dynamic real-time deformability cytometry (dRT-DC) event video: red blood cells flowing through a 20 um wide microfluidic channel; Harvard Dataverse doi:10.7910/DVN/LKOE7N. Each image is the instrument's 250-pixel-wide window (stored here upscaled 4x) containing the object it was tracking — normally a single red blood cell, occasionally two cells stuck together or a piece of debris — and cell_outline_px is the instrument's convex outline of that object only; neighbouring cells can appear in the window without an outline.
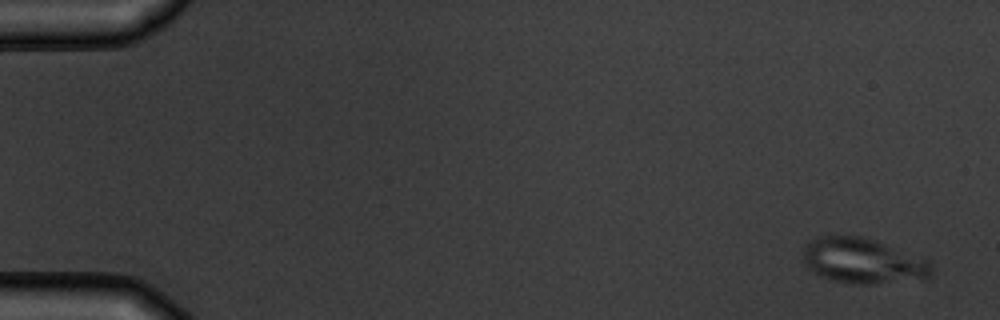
{"species": "common noctule bat (a hibernating species)", "species_latin": "Nyctalus noctula", "temperature_condition": "warm", "stored_images_in_passage": 5, "camera_frame_rate_fps": 3000, "um_per_image_px": 0.085, "animal": {"sex": "male", "body_mass_g": 19.5, "forearm_length_mm": 54.6}, "frame": {"image": 1, "passage_image": 1, "time_ms": 0.0, "image_size_px": [1000, 320], "cell_outline_px": [[932, 272], [924, 280], [876, 284], [856, 284], [832, 280], [820, 276], [808, 268], [804, 260], [804, 248], [808, 240], [820, 236], [860, 236], [876, 240], [928, 260], [932, 268]], "centroid_in_image_um": [73.36, 22.19], "position_along_channel_um": 11.6, "area_um2": 34.04}}